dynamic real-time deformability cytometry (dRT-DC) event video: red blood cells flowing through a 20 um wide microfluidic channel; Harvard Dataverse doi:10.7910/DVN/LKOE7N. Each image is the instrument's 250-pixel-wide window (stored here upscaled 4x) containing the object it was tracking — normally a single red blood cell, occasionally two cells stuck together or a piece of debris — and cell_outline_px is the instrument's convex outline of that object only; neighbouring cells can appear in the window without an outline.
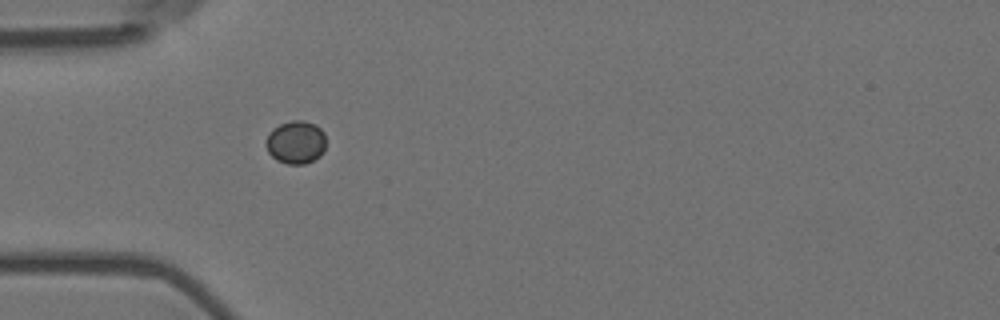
{"species": "Egyptian fruit bat (a non-hibernating species)", "species_latin": "Rousettus aegyptiacus", "temperature_condition": "room temperature", "stored_images_in_passage": 2, "camera_frame_rate_fps": 3000, "um_per_image_px": 0.085, "animal": {"sex": "female"}, "frame": {"image": 1, "passage_image": 1, "time_ms": 0.0, "image_size_px": [1000, 320], "cell_outline_px": [[324, 152], [320, 156], [304, 164], [288, 164], [276, 160], [268, 152], [264, 144], [264, 140], [268, 132], [272, 128], [280, 124], [292, 120], [304, 120], [316, 124], [324, 132]], "centroid_in_image_um": [25.11, 12.08], "position_along_channel_um": 59.9, "area_um2": 15.32}}
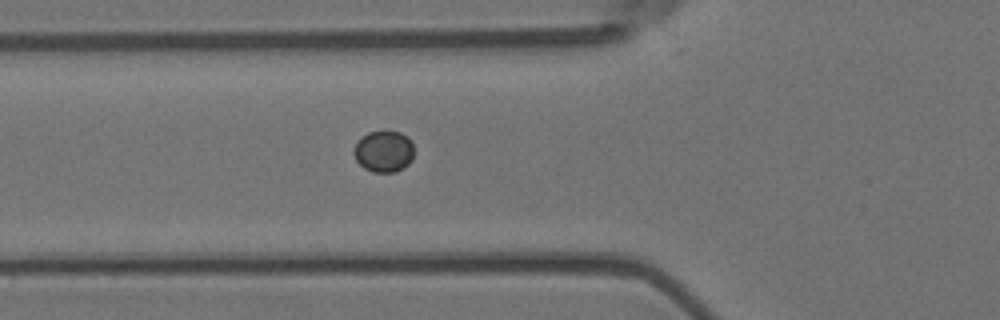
{"frame": {"image": 2, "passage_image": 2, "time_ms": 0.333, "image_size_px": [1000, 320], "cell_outline_px": [[412, 160], [404, 168], [396, 172], [372, 172], [364, 168], [356, 160], [352, 152], [360, 136], [368, 132], [400, 132], [412, 144]], "centroid_in_image_um": [32.58, 12.89], "position_along_channel_um": 93.2, "area_um2": 14.39}}